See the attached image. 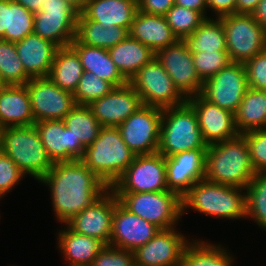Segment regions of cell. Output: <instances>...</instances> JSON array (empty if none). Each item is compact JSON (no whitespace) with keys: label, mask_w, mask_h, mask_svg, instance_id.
Wrapping results in <instances>:
<instances>
[{"label":"cell","mask_w":266,"mask_h":266,"mask_svg":"<svg viewBox=\"0 0 266 266\" xmlns=\"http://www.w3.org/2000/svg\"><path fill=\"white\" fill-rule=\"evenodd\" d=\"M39 183L49 186L53 211L61 224H67L109 189L81 160L54 162Z\"/></svg>","instance_id":"1"},{"label":"cell","mask_w":266,"mask_h":266,"mask_svg":"<svg viewBox=\"0 0 266 266\" xmlns=\"http://www.w3.org/2000/svg\"><path fill=\"white\" fill-rule=\"evenodd\" d=\"M255 174L242 134L207 146L205 180L245 189Z\"/></svg>","instance_id":"2"},{"label":"cell","mask_w":266,"mask_h":266,"mask_svg":"<svg viewBox=\"0 0 266 266\" xmlns=\"http://www.w3.org/2000/svg\"><path fill=\"white\" fill-rule=\"evenodd\" d=\"M181 203L182 215L190 208L222 219L246 218L245 189L205 179L196 182L181 198Z\"/></svg>","instance_id":"3"},{"label":"cell","mask_w":266,"mask_h":266,"mask_svg":"<svg viewBox=\"0 0 266 266\" xmlns=\"http://www.w3.org/2000/svg\"><path fill=\"white\" fill-rule=\"evenodd\" d=\"M136 154L123 141L117 127H101L81 161L110 188L133 162Z\"/></svg>","instance_id":"4"},{"label":"cell","mask_w":266,"mask_h":266,"mask_svg":"<svg viewBox=\"0 0 266 266\" xmlns=\"http://www.w3.org/2000/svg\"><path fill=\"white\" fill-rule=\"evenodd\" d=\"M0 149L25 175H30L38 181L54 164L34 124L1 128Z\"/></svg>","instance_id":"5"},{"label":"cell","mask_w":266,"mask_h":266,"mask_svg":"<svg viewBox=\"0 0 266 266\" xmlns=\"http://www.w3.org/2000/svg\"><path fill=\"white\" fill-rule=\"evenodd\" d=\"M207 146L199 128L196 112L187 101L176 107L162 109L157 153L169 157Z\"/></svg>","instance_id":"6"},{"label":"cell","mask_w":266,"mask_h":266,"mask_svg":"<svg viewBox=\"0 0 266 266\" xmlns=\"http://www.w3.org/2000/svg\"><path fill=\"white\" fill-rule=\"evenodd\" d=\"M114 194L127 210L160 229L176 227L182 217L181 197L171 190Z\"/></svg>","instance_id":"7"},{"label":"cell","mask_w":266,"mask_h":266,"mask_svg":"<svg viewBox=\"0 0 266 266\" xmlns=\"http://www.w3.org/2000/svg\"><path fill=\"white\" fill-rule=\"evenodd\" d=\"M128 83L140 96L142 105L164 109L187 101L156 57L146 63Z\"/></svg>","instance_id":"8"},{"label":"cell","mask_w":266,"mask_h":266,"mask_svg":"<svg viewBox=\"0 0 266 266\" xmlns=\"http://www.w3.org/2000/svg\"><path fill=\"white\" fill-rule=\"evenodd\" d=\"M226 36L231 62L245 63L266 50V31L251 14H227L219 17Z\"/></svg>","instance_id":"9"},{"label":"cell","mask_w":266,"mask_h":266,"mask_svg":"<svg viewBox=\"0 0 266 266\" xmlns=\"http://www.w3.org/2000/svg\"><path fill=\"white\" fill-rule=\"evenodd\" d=\"M114 193L166 191L165 157L159 153L136 155L133 162L110 187Z\"/></svg>","instance_id":"10"},{"label":"cell","mask_w":266,"mask_h":266,"mask_svg":"<svg viewBox=\"0 0 266 266\" xmlns=\"http://www.w3.org/2000/svg\"><path fill=\"white\" fill-rule=\"evenodd\" d=\"M162 109L141 105L117 128L129 149L136 155H151L158 151Z\"/></svg>","instance_id":"11"},{"label":"cell","mask_w":266,"mask_h":266,"mask_svg":"<svg viewBox=\"0 0 266 266\" xmlns=\"http://www.w3.org/2000/svg\"><path fill=\"white\" fill-rule=\"evenodd\" d=\"M248 88L244 64L231 62L203 82L200 95L209 103L235 114Z\"/></svg>","instance_id":"12"},{"label":"cell","mask_w":266,"mask_h":266,"mask_svg":"<svg viewBox=\"0 0 266 266\" xmlns=\"http://www.w3.org/2000/svg\"><path fill=\"white\" fill-rule=\"evenodd\" d=\"M79 13L63 0H46L34 15L33 33L58 47L69 46L75 39Z\"/></svg>","instance_id":"13"},{"label":"cell","mask_w":266,"mask_h":266,"mask_svg":"<svg viewBox=\"0 0 266 266\" xmlns=\"http://www.w3.org/2000/svg\"><path fill=\"white\" fill-rule=\"evenodd\" d=\"M35 122L63 120L76 106L74 95L48 77L31 78L26 84Z\"/></svg>","instance_id":"14"},{"label":"cell","mask_w":266,"mask_h":266,"mask_svg":"<svg viewBox=\"0 0 266 266\" xmlns=\"http://www.w3.org/2000/svg\"><path fill=\"white\" fill-rule=\"evenodd\" d=\"M155 57L186 99L201 93L203 81L195 70L192 52L183 40L159 50Z\"/></svg>","instance_id":"15"},{"label":"cell","mask_w":266,"mask_h":266,"mask_svg":"<svg viewBox=\"0 0 266 266\" xmlns=\"http://www.w3.org/2000/svg\"><path fill=\"white\" fill-rule=\"evenodd\" d=\"M119 199L109 188L95 203L77 213L67 224L75 233L99 239L109 245L115 206Z\"/></svg>","instance_id":"16"},{"label":"cell","mask_w":266,"mask_h":266,"mask_svg":"<svg viewBox=\"0 0 266 266\" xmlns=\"http://www.w3.org/2000/svg\"><path fill=\"white\" fill-rule=\"evenodd\" d=\"M177 227L161 229L151 240L134 252L137 266H180L185 246L190 239L176 231Z\"/></svg>","instance_id":"17"},{"label":"cell","mask_w":266,"mask_h":266,"mask_svg":"<svg viewBox=\"0 0 266 266\" xmlns=\"http://www.w3.org/2000/svg\"><path fill=\"white\" fill-rule=\"evenodd\" d=\"M161 229L131 213L120 202L115 206L109 246L134 252Z\"/></svg>","instance_id":"18"},{"label":"cell","mask_w":266,"mask_h":266,"mask_svg":"<svg viewBox=\"0 0 266 266\" xmlns=\"http://www.w3.org/2000/svg\"><path fill=\"white\" fill-rule=\"evenodd\" d=\"M207 148L183 151L165 157L167 188L181 198L198 181L205 178Z\"/></svg>","instance_id":"19"},{"label":"cell","mask_w":266,"mask_h":266,"mask_svg":"<svg viewBox=\"0 0 266 266\" xmlns=\"http://www.w3.org/2000/svg\"><path fill=\"white\" fill-rule=\"evenodd\" d=\"M198 118L203 140L207 145L233 139L239 135L234 114L209 103L200 94L187 98Z\"/></svg>","instance_id":"20"},{"label":"cell","mask_w":266,"mask_h":266,"mask_svg":"<svg viewBox=\"0 0 266 266\" xmlns=\"http://www.w3.org/2000/svg\"><path fill=\"white\" fill-rule=\"evenodd\" d=\"M142 105L140 96L127 83L114 87L107 95L93 100L88 106L102 127H117Z\"/></svg>","instance_id":"21"},{"label":"cell","mask_w":266,"mask_h":266,"mask_svg":"<svg viewBox=\"0 0 266 266\" xmlns=\"http://www.w3.org/2000/svg\"><path fill=\"white\" fill-rule=\"evenodd\" d=\"M41 141L53 162L81 160L86 147L75 138L63 120H45L34 123Z\"/></svg>","instance_id":"22"},{"label":"cell","mask_w":266,"mask_h":266,"mask_svg":"<svg viewBox=\"0 0 266 266\" xmlns=\"http://www.w3.org/2000/svg\"><path fill=\"white\" fill-rule=\"evenodd\" d=\"M137 11L138 3L132 0H88L77 20H92L103 28L120 26L130 31Z\"/></svg>","instance_id":"23"},{"label":"cell","mask_w":266,"mask_h":266,"mask_svg":"<svg viewBox=\"0 0 266 266\" xmlns=\"http://www.w3.org/2000/svg\"><path fill=\"white\" fill-rule=\"evenodd\" d=\"M15 47L25 72L31 78L48 77L58 46L32 33L15 42Z\"/></svg>","instance_id":"24"},{"label":"cell","mask_w":266,"mask_h":266,"mask_svg":"<svg viewBox=\"0 0 266 266\" xmlns=\"http://www.w3.org/2000/svg\"><path fill=\"white\" fill-rule=\"evenodd\" d=\"M129 34L148 46L155 54L178 41L164 16L139 10L134 17Z\"/></svg>","instance_id":"25"},{"label":"cell","mask_w":266,"mask_h":266,"mask_svg":"<svg viewBox=\"0 0 266 266\" xmlns=\"http://www.w3.org/2000/svg\"><path fill=\"white\" fill-rule=\"evenodd\" d=\"M34 123L26 85H5L0 90V129Z\"/></svg>","instance_id":"26"},{"label":"cell","mask_w":266,"mask_h":266,"mask_svg":"<svg viewBox=\"0 0 266 266\" xmlns=\"http://www.w3.org/2000/svg\"><path fill=\"white\" fill-rule=\"evenodd\" d=\"M66 227L67 229L58 232L57 244L68 266H91L106 245L97 238L75 233Z\"/></svg>","instance_id":"27"},{"label":"cell","mask_w":266,"mask_h":266,"mask_svg":"<svg viewBox=\"0 0 266 266\" xmlns=\"http://www.w3.org/2000/svg\"><path fill=\"white\" fill-rule=\"evenodd\" d=\"M70 46L77 52L84 71L93 72L114 87L128 83L112 61L108 49L81 44L76 39L70 43Z\"/></svg>","instance_id":"28"},{"label":"cell","mask_w":266,"mask_h":266,"mask_svg":"<svg viewBox=\"0 0 266 266\" xmlns=\"http://www.w3.org/2000/svg\"><path fill=\"white\" fill-rule=\"evenodd\" d=\"M108 52L117 69L128 82L155 57V53L148 46L134 39L130 34L123 41L108 49Z\"/></svg>","instance_id":"29"},{"label":"cell","mask_w":266,"mask_h":266,"mask_svg":"<svg viewBox=\"0 0 266 266\" xmlns=\"http://www.w3.org/2000/svg\"><path fill=\"white\" fill-rule=\"evenodd\" d=\"M83 73L77 52L70 45L59 47L48 78L61 89L74 94Z\"/></svg>","instance_id":"30"},{"label":"cell","mask_w":266,"mask_h":266,"mask_svg":"<svg viewBox=\"0 0 266 266\" xmlns=\"http://www.w3.org/2000/svg\"><path fill=\"white\" fill-rule=\"evenodd\" d=\"M234 117L239 134L266 129V91L249 87Z\"/></svg>","instance_id":"31"},{"label":"cell","mask_w":266,"mask_h":266,"mask_svg":"<svg viewBox=\"0 0 266 266\" xmlns=\"http://www.w3.org/2000/svg\"><path fill=\"white\" fill-rule=\"evenodd\" d=\"M188 241L185 246L180 266H232L233 257L224 247L208 241ZM206 242V243H205Z\"/></svg>","instance_id":"32"},{"label":"cell","mask_w":266,"mask_h":266,"mask_svg":"<svg viewBox=\"0 0 266 266\" xmlns=\"http://www.w3.org/2000/svg\"><path fill=\"white\" fill-rule=\"evenodd\" d=\"M129 35L127 28L120 26L103 28L92 20H77L75 39L81 43L98 48L110 49Z\"/></svg>","instance_id":"33"},{"label":"cell","mask_w":266,"mask_h":266,"mask_svg":"<svg viewBox=\"0 0 266 266\" xmlns=\"http://www.w3.org/2000/svg\"><path fill=\"white\" fill-rule=\"evenodd\" d=\"M192 52L226 50V36L220 18H206L201 25L183 40Z\"/></svg>","instance_id":"34"},{"label":"cell","mask_w":266,"mask_h":266,"mask_svg":"<svg viewBox=\"0 0 266 266\" xmlns=\"http://www.w3.org/2000/svg\"><path fill=\"white\" fill-rule=\"evenodd\" d=\"M65 126L87 148L98 137L100 123L88 105H77L63 118Z\"/></svg>","instance_id":"35"},{"label":"cell","mask_w":266,"mask_h":266,"mask_svg":"<svg viewBox=\"0 0 266 266\" xmlns=\"http://www.w3.org/2000/svg\"><path fill=\"white\" fill-rule=\"evenodd\" d=\"M0 77L5 85H25L31 77L25 72L14 42L0 39Z\"/></svg>","instance_id":"36"},{"label":"cell","mask_w":266,"mask_h":266,"mask_svg":"<svg viewBox=\"0 0 266 266\" xmlns=\"http://www.w3.org/2000/svg\"><path fill=\"white\" fill-rule=\"evenodd\" d=\"M246 218L266 230V173H256L245 188Z\"/></svg>","instance_id":"37"},{"label":"cell","mask_w":266,"mask_h":266,"mask_svg":"<svg viewBox=\"0 0 266 266\" xmlns=\"http://www.w3.org/2000/svg\"><path fill=\"white\" fill-rule=\"evenodd\" d=\"M34 14L14 0H8L7 28L3 40L17 42L33 33Z\"/></svg>","instance_id":"38"},{"label":"cell","mask_w":266,"mask_h":266,"mask_svg":"<svg viewBox=\"0 0 266 266\" xmlns=\"http://www.w3.org/2000/svg\"><path fill=\"white\" fill-rule=\"evenodd\" d=\"M178 40L190 36L206 19L200 12L174 4L164 15Z\"/></svg>","instance_id":"39"},{"label":"cell","mask_w":266,"mask_h":266,"mask_svg":"<svg viewBox=\"0 0 266 266\" xmlns=\"http://www.w3.org/2000/svg\"><path fill=\"white\" fill-rule=\"evenodd\" d=\"M113 88L111 83L100 79L93 72L84 71L73 95L77 105H89L93 100L107 95Z\"/></svg>","instance_id":"40"},{"label":"cell","mask_w":266,"mask_h":266,"mask_svg":"<svg viewBox=\"0 0 266 266\" xmlns=\"http://www.w3.org/2000/svg\"><path fill=\"white\" fill-rule=\"evenodd\" d=\"M192 59L195 70L203 82L231 63L227 51L195 52L192 53Z\"/></svg>","instance_id":"41"},{"label":"cell","mask_w":266,"mask_h":266,"mask_svg":"<svg viewBox=\"0 0 266 266\" xmlns=\"http://www.w3.org/2000/svg\"><path fill=\"white\" fill-rule=\"evenodd\" d=\"M247 142L250 160L256 173H266V129L242 134Z\"/></svg>","instance_id":"42"},{"label":"cell","mask_w":266,"mask_h":266,"mask_svg":"<svg viewBox=\"0 0 266 266\" xmlns=\"http://www.w3.org/2000/svg\"><path fill=\"white\" fill-rule=\"evenodd\" d=\"M25 174L15 162L0 149V199L18 185Z\"/></svg>","instance_id":"43"},{"label":"cell","mask_w":266,"mask_h":266,"mask_svg":"<svg viewBox=\"0 0 266 266\" xmlns=\"http://www.w3.org/2000/svg\"><path fill=\"white\" fill-rule=\"evenodd\" d=\"M248 86L266 91V50L244 63Z\"/></svg>","instance_id":"44"},{"label":"cell","mask_w":266,"mask_h":266,"mask_svg":"<svg viewBox=\"0 0 266 266\" xmlns=\"http://www.w3.org/2000/svg\"><path fill=\"white\" fill-rule=\"evenodd\" d=\"M133 265H134L133 252L106 245L95 257L93 264L91 266H133Z\"/></svg>","instance_id":"45"},{"label":"cell","mask_w":266,"mask_h":266,"mask_svg":"<svg viewBox=\"0 0 266 266\" xmlns=\"http://www.w3.org/2000/svg\"><path fill=\"white\" fill-rule=\"evenodd\" d=\"M174 4V0H140L138 10L148 14L164 16Z\"/></svg>","instance_id":"46"},{"label":"cell","mask_w":266,"mask_h":266,"mask_svg":"<svg viewBox=\"0 0 266 266\" xmlns=\"http://www.w3.org/2000/svg\"><path fill=\"white\" fill-rule=\"evenodd\" d=\"M236 0H207V7L214 11L216 18L235 13Z\"/></svg>","instance_id":"47"},{"label":"cell","mask_w":266,"mask_h":266,"mask_svg":"<svg viewBox=\"0 0 266 266\" xmlns=\"http://www.w3.org/2000/svg\"><path fill=\"white\" fill-rule=\"evenodd\" d=\"M174 2L178 6L200 12L205 18H209L206 16L208 11L207 0H174Z\"/></svg>","instance_id":"48"},{"label":"cell","mask_w":266,"mask_h":266,"mask_svg":"<svg viewBox=\"0 0 266 266\" xmlns=\"http://www.w3.org/2000/svg\"><path fill=\"white\" fill-rule=\"evenodd\" d=\"M261 0H236L235 13L251 14Z\"/></svg>","instance_id":"49"},{"label":"cell","mask_w":266,"mask_h":266,"mask_svg":"<svg viewBox=\"0 0 266 266\" xmlns=\"http://www.w3.org/2000/svg\"><path fill=\"white\" fill-rule=\"evenodd\" d=\"M251 16L266 31V0H261L258 3Z\"/></svg>","instance_id":"50"},{"label":"cell","mask_w":266,"mask_h":266,"mask_svg":"<svg viewBox=\"0 0 266 266\" xmlns=\"http://www.w3.org/2000/svg\"><path fill=\"white\" fill-rule=\"evenodd\" d=\"M8 0H0V39L3 40L7 28Z\"/></svg>","instance_id":"51"},{"label":"cell","mask_w":266,"mask_h":266,"mask_svg":"<svg viewBox=\"0 0 266 266\" xmlns=\"http://www.w3.org/2000/svg\"><path fill=\"white\" fill-rule=\"evenodd\" d=\"M15 2L21 4L27 10H29L34 15L42 10L43 3L46 0H14Z\"/></svg>","instance_id":"52"},{"label":"cell","mask_w":266,"mask_h":266,"mask_svg":"<svg viewBox=\"0 0 266 266\" xmlns=\"http://www.w3.org/2000/svg\"><path fill=\"white\" fill-rule=\"evenodd\" d=\"M75 9L79 14L85 10L88 0H63Z\"/></svg>","instance_id":"53"},{"label":"cell","mask_w":266,"mask_h":266,"mask_svg":"<svg viewBox=\"0 0 266 266\" xmlns=\"http://www.w3.org/2000/svg\"><path fill=\"white\" fill-rule=\"evenodd\" d=\"M5 86L4 82L2 81L1 77H0V90Z\"/></svg>","instance_id":"54"},{"label":"cell","mask_w":266,"mask_h":266,"mask_svg":"<svg viewBox=\"0 0 266 266\" xmlns=\"http://www.w3.org/2000/svg\"><path fill=\"white\" fill-rule=\"evenodd\" d=\"M132 1H134L135 3H139L140 0H132Z\"/></svg>","instance_id":"55"}]
</instances>
